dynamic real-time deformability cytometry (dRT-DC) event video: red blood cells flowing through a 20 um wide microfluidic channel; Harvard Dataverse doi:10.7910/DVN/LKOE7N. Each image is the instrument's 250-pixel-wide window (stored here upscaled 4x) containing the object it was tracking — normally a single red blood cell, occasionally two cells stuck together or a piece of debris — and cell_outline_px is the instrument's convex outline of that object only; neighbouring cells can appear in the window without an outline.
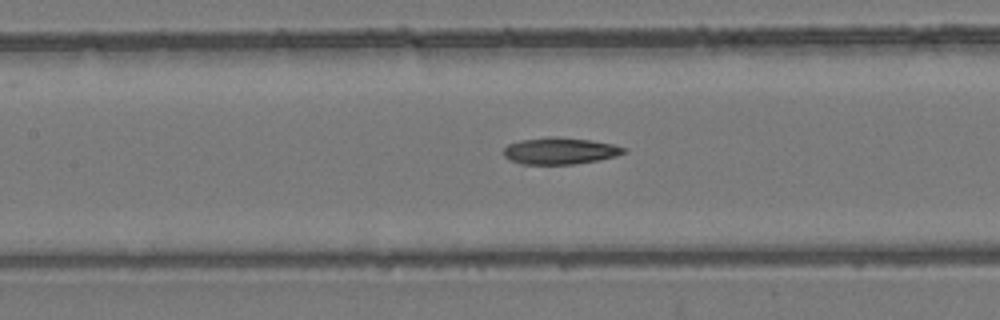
{"species": "common noctule bat (a hibernating species)", "species_latin": "Nyctalus noctula", "temperature_condition": "room temperature", "stored_images_in_passage": 43, "camera_frame_rate_fps": 3000, "um_per_image_px": 0.085, "animal": {"sex": "female", "body_mass_g": 24.6, "forearm_length_mm": 56.2}, "frame": {"image": 1, "passage_image": 24, "time_ms": 7.667, "image_size_px": [1000, 320], "cell_outline_px": [[628, 152], [616, 156], [596, 160], [572, 164], [520, 164], [508, 160], [504, 156], [504, 148], [508, 144], [520, 140], [548, 136], [552, 136], [588, 140], [612, 144], [628, 148]], "centroid_in_image_um": [47.58, 12.82], "position_along_channel_um": 159.8, "area_um2": 18.73}}
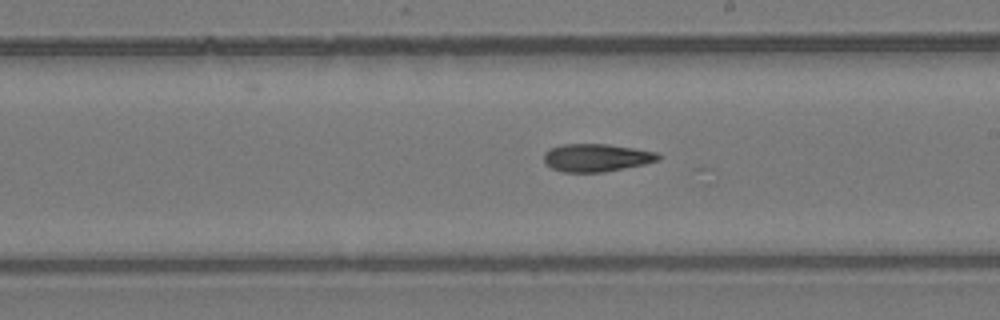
{"frame": {"image": 2, "passage_image": 30, "time_ms": 9.667, "image_size_px": [1000, 320], "cell_outline_px": [[660, 160], [644, 164], [604, 172], [560, 172], [544, 164], [544, 152], [548, 148], [564, 144], [608, 144], [656, 152], [660, 156]], "centroid_in_image_um": [50.64, 13.4], "position_along_channel_um": 238.4, "area_um2": 18.61}}
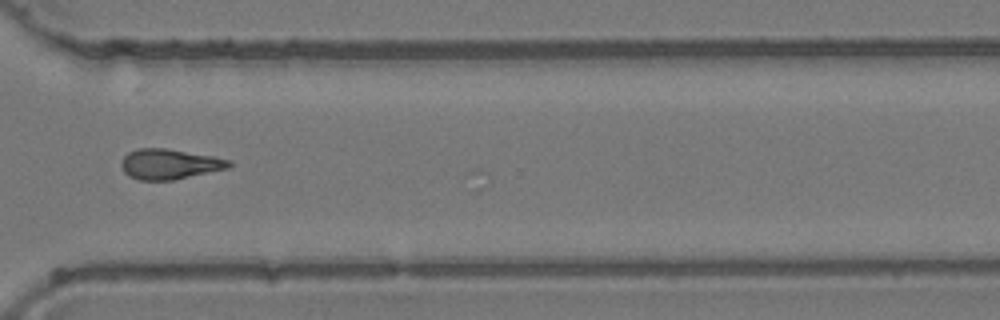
{"frame": {"image": 3, "passage_image": 39, "time_ms": 12.667, "image_size_px": [1000, 320], "cell_outline_px": [[232, 164], [228, 168], [172, 180], [140, 180], [128, 176], [124, 172], [120, 164], [124, 156], [128, 152], [136, 148], [168, 148], [212, 156], [232, 160]], "centroid_in_image_um": [14.38, 13.94], "position_along_channel_um": 356.2, "area_um2": 19.02}}